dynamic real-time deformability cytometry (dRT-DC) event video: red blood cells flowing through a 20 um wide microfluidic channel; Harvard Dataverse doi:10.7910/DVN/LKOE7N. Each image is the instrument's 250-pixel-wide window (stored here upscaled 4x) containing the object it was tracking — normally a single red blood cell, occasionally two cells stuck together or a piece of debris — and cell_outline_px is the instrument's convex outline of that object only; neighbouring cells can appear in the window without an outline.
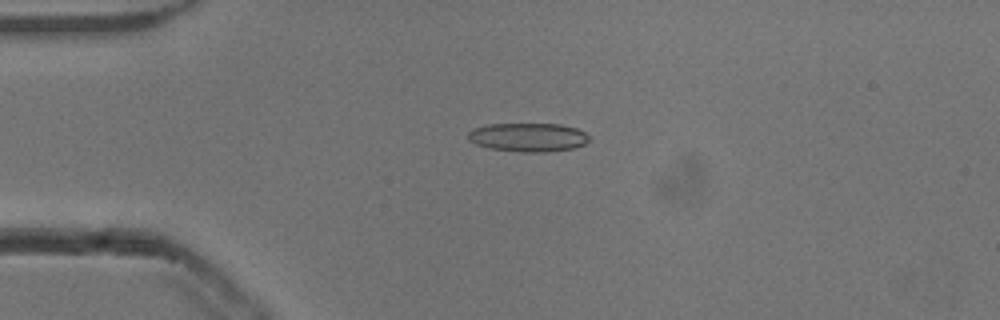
{"species": "common noctule bat (a hibernating species)", "species_latin": "Nyctalus noctula", "temperature_condition": "cold", "stored_images_in_passage": 53, "camera_frame_rate_fps": 3000, "um_per_image_px": 0.085, "animal": {"sex": "male", "body_mass_g": 13.3}, "frame": {"image": 1, "passage_image": 13, "time_ms": 4.0, "image_size_px": [1000, 320], "cell_outline_px": [[592, 140], [584, 144], [572, 148], [544, 152], [524, 152], [488, 148], [476, 144], [468, 140], [468, 132], [472, 128], [488, 124], [560, 124], [576, 128], [592, 136]], "centroid_in_image_um": [44.9, 11.66], "position_along_channel_um": 40.1, "area_um2": 20.4}}
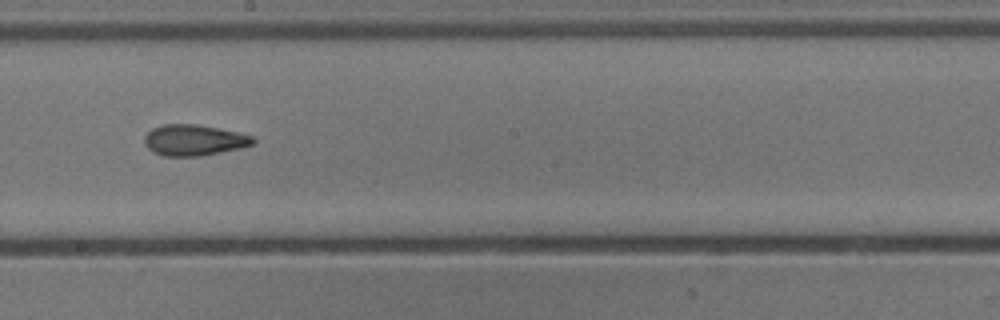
{"frame": {"image": 2, "passage_image": 30, "time_ms": 9.667, "image_size_px": [1000, 320], "cell_outline_px": [[256, 140], [252, 144], [240, 148], [200, 156], [164, 156], [152, 152], [144, 144], [144, 136], [152, 128], [164, 124], [196, 124], [236, 132], [252, 136]], "centroid_in_image_um": [16.44, 11.91], "position_along_channel_um": 231.8, "area_um2": 19.48}}
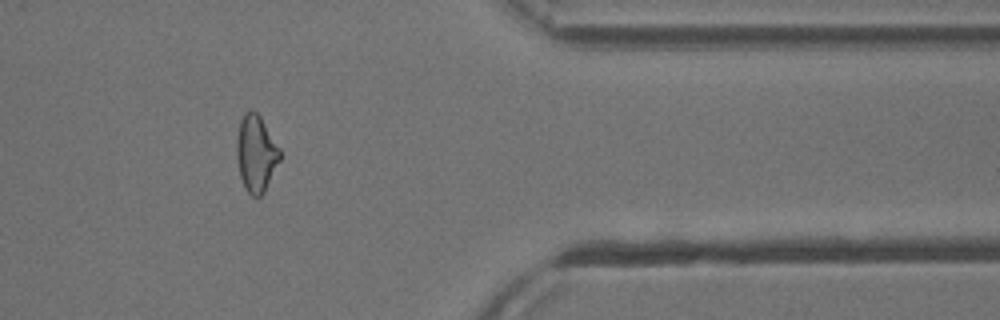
{"frame": {"image": 3, "passage_image": 44, "time_ms": 14.333, "image_size_px": [1000, 320], "cell_outline_px": [[280, 160], [264, 192], [260, 196], [252, 196], [248, 192], [240, 176], [236, 156], [236, 136], [240, 120], [244, 112], [252, 108], [260, 116], [280, 148]], "centroid_in_image_um": [21.75, 13.0], "position_along_channel_um": 389.7, "area_um2": 19.36}, "authors_computed_cell_mechanics": {"area_um2": 19.4786, "velocity_mm_per_s": 3.8459, "shape_relaxation_time_tau1_ms": 8.8455, "shape_relaxation_time_tau2_ms": 2.0844, "deformation_change_tau1": 0.2339, "deformation_change_tau2": 0.1112}}